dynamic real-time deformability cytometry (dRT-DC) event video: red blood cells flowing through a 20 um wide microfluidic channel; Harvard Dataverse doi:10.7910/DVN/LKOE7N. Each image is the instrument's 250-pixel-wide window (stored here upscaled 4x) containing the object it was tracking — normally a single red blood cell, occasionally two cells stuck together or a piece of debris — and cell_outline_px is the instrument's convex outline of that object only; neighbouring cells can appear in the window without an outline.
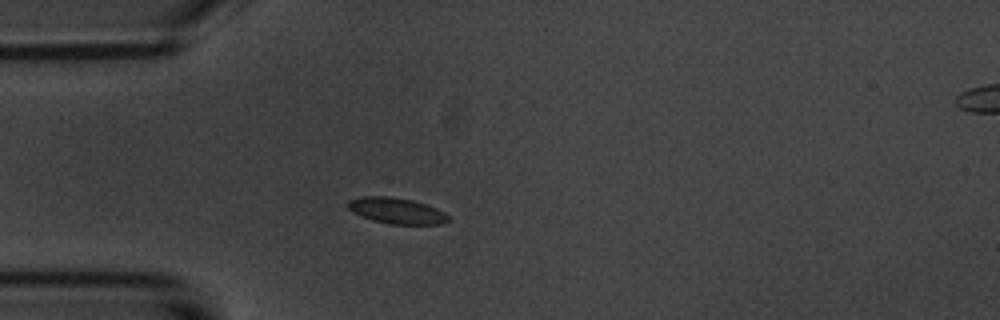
{"species": "common noctule bat (a hibernating species)", "species_latin": "Nyctalus noctula", "temperature_condition": "room temperature", "stored_images_in_passage": 8, "camera_frame_rate_fps": 3000, "um_per_image_px": 0.085, "animal": {"sex": "male", "body_mass_g": 20.1, "forearm_length_mm": 53.5}, "frame": {"image": 1, "passage_image": 4, "time_ms": 3.667, "image_size_px": [1000, 320], "cell_outline_px": [[452, 220], [444, 224], [388, 224], [372, 220], [360, 216], [352, 212], [344, 204], [348, 200], [364, 196], [388, 196], [412, 200], [436, 208], [444, 212]], "centroid_in_image_um": [33.68, 17.92], "position_along_channel_um": 51.3, "area_um2": 15.37}}
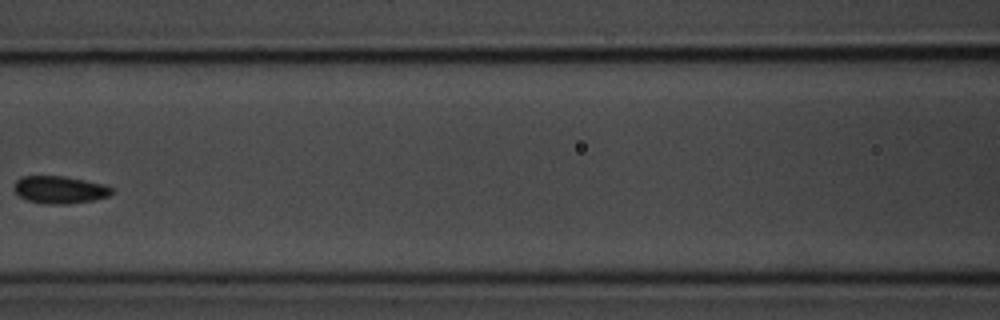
{"frame": {"image": 2, "passage_image": 7, "time_ms": 7.0, "image_size_px": [1000, 320], "cell_outline_px": [[112, 192], [108, 196], [92, 200], [68, 204], [48, 204], [28, 200], [20, 196], [12, 188], [12, 184], [20, 176], [64, 176], [104, 184], [112, 188]], "centroid_in_image_um": [5.03, 16.11], "position_along_channel_um": 161.6, "area_um2": 15.61}}
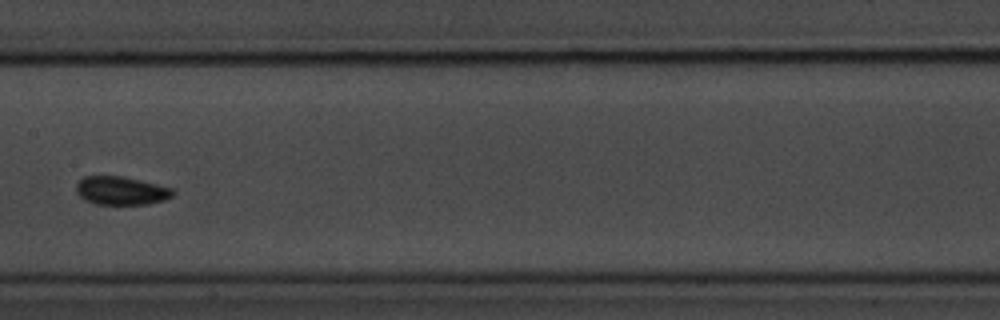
{"frame": {"image": 3, "passage_image": 8, "time_ms": 8.0, "image_size_px": [1000, 320], "cell_outline_px": [[176, 192], [172, 196], [164, 200], [148, 204], [96, 204], [84, 200], [76, 192], [76, 184], [84, 176], [120, 176], [140, 180], [172, 188]], "centroid_in_image_um": [10.29, 16.21], "position_along_channel_um": 197.1, "area_um2": 15.95}}